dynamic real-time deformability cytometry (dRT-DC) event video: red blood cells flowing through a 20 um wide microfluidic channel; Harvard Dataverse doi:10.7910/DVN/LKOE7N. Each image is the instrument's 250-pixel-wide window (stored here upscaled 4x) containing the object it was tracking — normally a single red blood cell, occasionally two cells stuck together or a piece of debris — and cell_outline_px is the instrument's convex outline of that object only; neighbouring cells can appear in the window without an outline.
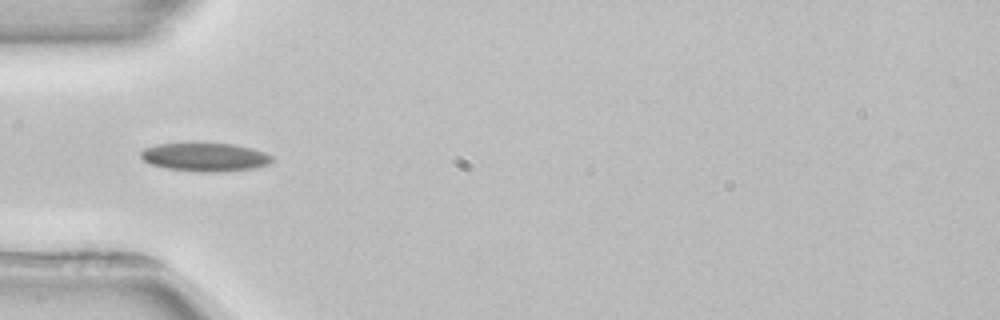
{"species": "common noctule bat (a hibernating species)", "species_latin": "Nyctalus noctula", "temperature_condition": "room temperature", "stored_images_in_passage": 5, "camera_frame_rate_fps": 3000, "um_per_image_px": 0.085, "animal": {"sex": "female", "body_mass_g": 22.7, "forearm_length_mm": 54.2}, "frame": {"image": 1, "passage_image": 5, "time_ms": 5.333, "image_size_px": [1000, 320], "cell_outline_px": [[272, 160], [268, 164], [252, 168], [216, 172], [204, 172], [168, 168], [152, 164], [144, 160], [140, 156], [140, 152], [144, 148], [156, 144], [232, 144], [252, 148], [264, 152], [272, 156]], "centroid_in_image_um": [17.42, 13.35], "position_along_channel_um": 67.6, "area_um2": 21.27}}